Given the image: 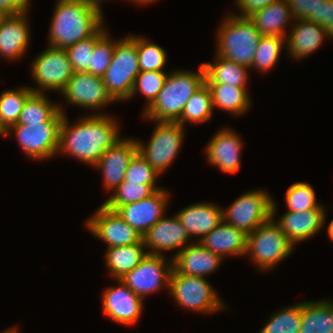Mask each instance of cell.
<instances>
[{
    "label": "cell",
    "mask_w": 333,
    "mask_h": 333,
    "mask_svg": "<svg viewBox=\"0 0 333 333\" xmlns=\"http://www.w3.org/2000/svg\"><path fill=\"white\" fill-rule=\"evenodd\" d=\"M154 128L149 144L137 140L138 152L162 175L174 162L183 144L185 127L178 122L154 121Z\"/></svg>",
    "instance_id": "obj_8"
},
{
    "label": "cell",
    "mask_w": 333,
    "mask_h": 333,
    "mask_svg": "<svg viewBox=\"0 0 333 333\" xmlns=\"http://www.w3.org/2000/svg\"><path fill=\"white\" fill-rule=\"evenodd\" d=\"M128 1H131L135 4H140V5H149L151 3H154L155 1H158V0H128Z\"/></svg>",
    "instance_id": "obj_47"
},
{
    "label": "cell",
    "mask_w": 333,
    "mask_h": 333,
    "mask_svg": "<svg viewBox=\"0 0 333 333\" xmlns=\"http://www.w3.org/2000/svg\"><path fill=\"white\" fill-rule=\"evenodd\" d=\"M212 93L205 82L188 100L177 121L183 127L185 123L199 124L208 122L214 114Z\"/></svg>",
    "instance_id": "obj_32"
},
{
    "label": "cell",
    "mask_w": 333,
    "mask_h": 333,
    "mask_svg": "<svg viewBox=\"0 0 333 333\" xmlns=\"http://www.w3.org/2000/svg\"><path fill=\"white\" fill-rule=\"evenodd\" d=\"M243 142L233 129L224 128L215 132L205 146L207 161L224 173H235L241 167Z\"/></svg>",
    "instance_id": "obj_20"
},
{
    "label": "cell",
    "mask_w": 333,
    "mask_h": 333,
    "mask_svg": "<svg viewBox=\"0 0 333 333\" xmlns=\"http://www.w3.org/2000/svg\"><path fill=\"white\" fill-rule=\"evenodd\" d=\"M33 93L30 86L4 90L0 94V124L5 130L17 124L26 99Z\"/></svg>",
    "instance_id": "obj_33"
},
{
    "label": "cell",
    "mask_w": 333,
    "mask_h": 333,
    "mask_svg": "<svg viewBox=\"0 0 333 333\" xmlns=\"http://www.w3.org/2000/svg\"><path fill=\"white\" fill-rule=\"evenodd\" d=\"M88 1H91V2L96 3L97 5L101 6V4H102L101 2L103 0H88Z\"/></svg>",
    "instance_id": "obj_52"
},
{
    "label": "cell",
    "mask_w": 333,
    "mask_h": 333,
    "mask_svg": "<svg viewBox=\"0 0 333 333\" xmlns=\"http://www.w3.org/2000/svg\"><path fill=\"white\" fill-rule=\"evenodd\" d=\"M327 234L328 237L331 241H333V219L331 220V222L327 225Z\"/></svg>",
    "instance_id": "obj_48"
},
{
    "label": "cell",
    "mask_w": 333,
    "mask_h": 333,
    "mask_svg": "<svg viewBox=\"0 0 333 333\" xmlns=\"http://www.w3.org/2000/svg\"><path fill=\"white\" fill-rule=\"evenodd\" d=\"M168 193L166 188L162 187L149 197L134 203L122 205L115 211L143 237L164 216L170 200Z\"/></svg>",
    "instance_id": "obj_15"
},
{
    "label": "cell",
    "mask_w": 333,
    "mask_h": 333,
    "mask_svg": "<svg viewBox=\"0 0 333 333\" xmlns=\"http://www.w3.org/2000/svg\"><path fill=\"white\" fill-rule=\"evenodd\" d=\"M300 333H333V300L302 302Z\"/></svg>",
    "instance_id": "obj_31"
},
{
    "label": "cell",
    "mask_w": 333,
    "mask_h": 333,
    "mask_svg": "<svg viewBox=\"0 0 333 333\" xmlns=\"http://www.w3.org/2000/svg\"><path fill=\"white\" fill-rule=\"evenodd\" d=\"M168 293L179 307L211 314L225 310L224 301L204 277L179 274L172 269Z\"/></svg>",
    "instance_id": "obj_7"
},
{
    "label": "cell",
    "mask_w": 333,
    "mask_h": 333,
    "mask_svg": "<svg viewBox=\"0 0 333 333\" xmlns=\"http://www.w3.org/2000/svg\"><path fill=\"white\" fill-rule=\"evenodd\" d=\"M60 126L61 122L12 125L6 130V137L9 138L14 133L23 153L30 159L42 161L57 155Z\"/></svg>",
    "instance_id": "obj_11"
},
{
    "label": "cell",
    "mask_w": 333,
    "mask_h": 333,
    "mask_svg": "<svg viewBox=\"0 0 333 333\" xmlns=\"http://www.w3.org/2000/svg\"><path fill=\"white\" fill-rule=\"evenodd\" d=\"M190 238L176 214L168 218L164 215L142 237L147 254L163 255L177 250L171 258L190 245Z\"/></svg>",
    "instance_id": "obj_17"
},
{
    "label": "cell",
    "mask_w": 333,
    "mask_h": 333,
    "mask_svg": "<svg viewBox=\"0 0 333 333\" xmlns=\"http://www.w3.org/2000/svg\"><path fill=\"white\" fill-rule=\"evenodd\" d=\"M173 269L179 274L207 278L219 269L224 260L205 248L199 241L190 243L173 258Z\"/></svg>",
    "instance_id": "obj_22"
},
{
    "label": "cell",
    "mask_w": 333,
    "mask_h": 333,
    "mask_svg": "<svg viewBox=\"0 0 333 333\" xmlns=\"http://www.w3.org/2000/svg\"><path fill=\"white\" fill-rule=\"evenodd\" d=\"M48 99L45 93L33 92L25 101L17 124L30 125L40 122H62L66 114L62 105Z\"/></svg>",
    "instance_id": "obj_27"
},
{
    "label": "cell",
    "mask_w": 333,
    "mask_h": 333,
    "mask_svg": "<svg viewBox=\"0 0 333 333\" xmlns=\"http://www.w3.org/2000/svg\"><path fill=\"white\" fill-rule=\"evenodd\" d=\"M107 31L103 25L94 35L65 49L74 72H89L94 45Z\"/></svg>",
    "instance_id": "obj_38"
},
{
    "label": "cell",
    "mask_w": 333,
    "mask_h": 333,
    "mask_svg": "<svg viewBox=\"0 0 333 333\" xmlns=\"http://www.w3.org/2000/svg\"><path fill=\"white\" fill-rule=\"evenodd\" d=\"M189 236L200 241L212 229L223 222L222 208L216 203H193L176 213Z\"/></svg>",
    "instance_id": "obj_24"
},
{
    "label": "cell",
    "mask_w": 333,
    "mask_h": 333,
    "mask_svg": "<svg viewBox=\"0 0 333 333\" xmlns=\"http://www.w3.org/2000/svg\"><path fill=\"white\" fill-rule=\"evenodd\" d=\"M277 204L272 202V218L279 225L283 233L296 246L299 242L311 239L315 234H318L325 225L326 210L321 205L317 209L306 210L302 212L286 211L275 219Z\"/></svg>",
    "instance_id": "obj_19"
},
{
    "label": "cell",
    "mask_w": 333,
    "mask_h": 333,
    "mask_svg": "<svg viewBox=\"0 0 333 333\" xmlns=\"http://www.w3.org/2000/svg\"><path fill=\"white\" fill-rule=\"evenodd\" d=\"M116 39H112L107 31L94 45L89 73L103 77L108 69L114 54Z\"/></svg>",
    "instance_id": "obj_41"
},
{
    "label": "cell",
    "mask_w": 333,
    "mask_h": 333,
    "mask_svg": "<svg viewBox=\"0 0 333 333\" xmlns=\"http://www.w3.org/2000/svg\"><path fill=\"white\" fill-rule=\"evenodd\" d=\"M273 197L263 189L243 193L227 208H222L223 221L246 234L272 217Z\"/></svg>",
    "instance_id": "obj_9"
},
{
    "label": "cell",
    "mask_w": 333,
    "mask_h": 333,
    "mask_svg": "<svg viewBox=\"0 0 333 333\" xmlns=\"http://www.w3.org/2000/svg\"><path fill=\"white\" fill-rule=\"evenodd\" d=\"M138 151L136 139L122 137L108 148L93 166L102 173L106 191H114L124 180L133 155Z\"/></svg>",
    "instance_id": "obj_18"
},
{
    "label": "cell",
    "mask_w": 333,
    "mask_h": 333,
    "mask_svg": "<svg viewBox=\"0 0 333 333\" xmlns=\"http://www.w3.org/2000/svg\"><path fill=\"white\" fill-rule=\"evenodd\" d=\"M302 302L273 313L259 333H300Z\"/></svg>",
    "instance_id": "obj_34"
},
{
    "label": "cell",
    "mask_w": 333,
    "mask_h": 333,
    "mask_svg": "<svg viewBox=\"0 0 333 333\" xmlns=\"http://www.w3.org/2000/svg\"><path fill=\"white\" fill-rule=\"evenodd\" d=\"M102 7L88 0H57L48 46L66 49L94 35L104 25Z\"/></svg>",
    "instance_id": "obj_2"
},
{
    "label": "cell",
    "mask_w": 333,
    "mask_h": 333,
    "mask_svg": "<svg viewBox=\"0 0 333 333\" xmlns=\"http://www.w3.org/2000/svg\"><path fill=\"white\" fill-rule=\"evenodd\" d=\"M320 24L326 29L329 38L333 39V0H321Z\"/></svg>",
    "instance_id": "obj_45"
},
{
    "label": "cell",
    "mask_w": 333,
    "mask_h": 333,
    "mask_svg": "<svg viewBox=\"0 0 333 333\" xmlns=\"http://www.w3.org/2000/svg\"><path fill=\"white\" fill-rule=\"evenodd\" d=\"M294 19L320 24L321 0H286Z\"/></svg>",
    "instance_id": "obj_43"
},
{
    "label": "cell",
    "mask_w": 333,
    "mask_h": 333,
    "mask_svg": "<svg viewBox=\"0 0 333 333\" xmlns=\"http://www.w3.org/2000/svg\"><path fill=\"white\" fill-rule=\"evenodd\" d=\"M143 239L131 245L106 249L105 265L113 279H121L133 270L147 255Z\"/></svg>",
    "instance_id": "obj_28"
},
{
    "label": "cell",
    "mask_w": 333,
    "mask_h": 333,
    "mask_svg": "<svg viewBox=\"0 0 333 333\" xmlns=\"http://www.w3.org/2000/svg\"><path fill=\"white\" fill-rule=\"evenodd\" d=\"M29 12L7 15L0 25V57L19 60L30 45L31 33L27 21Z\"/></svg>",
    "instance_id": "obj_21"
},
{
    "label": "cell",
    "mask_w": 333,
    "mask_h": 333,
    "mask_svg": "<svg viewBox=\"0 0 333 333\" xmlns=\"http://www.w3.org/2000/svg\"><path fill=\"white\" fill-rule=\"evenodd\" d=\"M167 260L165 255L147 254L138 266L120 280L142 299L159 292L164 286L169 289L173 260Z\"/></svg>",
    "instance_id": "obj_12"
},
{
    "label": "cell",
    "mask_w": 333,
    "mask_h": 333,
    "mask_svg": "<svg viewBox=\"0 0 333 333\" xmlns=\"http://www.w3.org/2000/svg\"><path fill=\"white\" fill-rule=\"evenodd\" d=\"M286 39L278 36H261L255 51V56L251 68L257 72H269L280 59V53Z\"/></svg>",
    "instance_id": "obj_35"
},
{
    "label": "cell",
    "mask_w": 333,
    "mask_h": 333,
    "mask_svg": "<svg viewBox=\"0 0 333 333\" xmlns=\"http://www.w3.org/2000/svg\"><path fill=\"white\" fill-rule=\"evenodd\" d=\"M284 201L287 204V211L291 212H302L321 206L317 202L313 187L307 182H296L289 186Z\"/></svg>",
    "instance_id": "obj_39"
},
{
    "label": "cell",
    "mask_w": 333,
    "mask_h": 333,
    "mask_svg": "<svg viewBox=\"0 0 333 333\" xmlns=\"http://www.w3.org/2000/svg\"><path fill=\"white\" fill-rule=\"evenodd\" d=\"M219 25L215 54L251 69L261 37L254 23L248 17L227 13Z\"/></svg>",
    "instance_id": "obj_4"
},
{
    "label": "cell",
    "mask_w": 333,
    "mask_h": 333,
    "mask_svg": "<svg viewBox=\"0 0 333 333\" xmlns=\"http://www.w3.org/2000/svg\"><path fill=\"white\" fill-rule=\"evenodd\" d=\"M118 286L107 287L102 294L103 313L121 325L133 326L141 318L144 300L132 292L120 279Z\"/></svg>",
    "instance_id": "obj_16"
},
{
    "label": "cell",
    "mask_w": 333,
    "mask_h": 333,
    "mask_svg": "<svg viewBox=\"0 0 333 333\" xmlns=\"http://www.w3.org/2000/svg\"><path fill=\"white\" fill-rule=\"evenodd\" d=\"M204 83L205 71L202 63L198 72L175 70L168 73L157 98L142 112L143 118L152 122H177L188 100Z\"/></svg>",
    "instance_id": "obj_3"
},
{
    "label": "cell",
    "mask_w": 333,
    "mask_h": 333,
    "mask_svg": "<svg viewBox=\"0 0 333 333\" xmlns=\"http://www.w3.org/2000/svg\"><path fill=\"white\" fill-rule=\"evenodd\" d=\"M117 121L113 115L98 112L69 124L65 114L57 154H67L93 167L104 152L121 139Z\"/></svg>",
    "instance_id": "obj_1"
},
{
    "label": "cell",
    "mask_w": 333,
    "mask_h": 333,
    "mask_svg": "<svg viewBox=\"0 0 333 333\" xmlns=\"http://www.w3.org/2000/svg\"><path fill=\"white\" fill-rule=\"evenodd\" d=\"M292 29L286 37L284 45L289 57L300 60L313 54L322 43L325 37L329 38L326 29L315 22L304 19H294Z\"/></svg>",
    "instance_id": "obj_23"
},
{
    "label": "cell",
    "mask_w": 333,
    "mask_h": 333,
    "mask_svg": "<svg viewBox=\"0 0 333 333\" xmlns=\"http://www.w3.org/2000/svg\"><path fill=\"white\" fill-rule=\"evenodd\" d=\"M274 1L276 0H236L235 4H237L240 12L239 14L235 13V15L241 17H248L253 12L263 9Z\"/></svg>",
    "instance_id": "obj_44"
},
{
    "label": "cell",
    "mask_w": 333,
    "mask_h": 333,
    "mask_svg": "<svg viewBox=\"0 0 333 333\" xmlns=\"http://www.w3.org/2000/svg\"><path fill=\"white\" fill-rule=\"evenodd\" d=\"M85 226L92 235L106 243L107 248L131 245L142 240V236L116 211L103 204L85 221Z\"/></svg>",
    "instance_id": "obj_14"
},
{
    "label": "cell",
    "mask_w": 333,
    "mask_h": 333,
    "mask_svg": "<svg viewBox=\"0 0 333 333\" xmlns=\"http://www.w3.org/2000/svg\"><path fill=\"white\" fill-rule=\"evenodd\" d=\"M30 71L38 86H30L35 93L61 92L74 73L66 50L52 46L38 53L31 62Z\"/></svg>",
    "instance_id": "obj_10"
},
{
    "label": "cell",
    "mask_w": 333,
    "mask_h": 333,
    "mask_svg": "<svg viewBox=\"0 0 333 333\" xmlns=\"http://www.w3.org/2000/svg\"><path fill=\"white\" fill-rule=\"evenodd\" d=\"M160 175L137 151L129 162L123 182H135L145 185H157Z\"/></svg>",
    "instance_id": "obj_42"
},
{
    "label": "cell",
    "mask_w": 333,
    "mask_h": 333,
    "mask_svg": "<svg viewBox=\"0 0 333 333\" xmlns=\"http://www.w3.org/2000/svg\"><path fill=\"white\" fill-rule=\"evenodd\" d=\"M248 18L254 23L261 36H278L285 39L286 26L294 22L286 0L271 2L263 9L253 12Z\"/></svg>",
    "instance_id": "obj_26"
},
{
    "label": "cell",
    "mask_w": 333,
    "mask_h": 333,
    "mask_svg": "<svg viewBox=\"0 0 333 333\" xmlns=\"http://www.w3.org/2000/svg\"><path fill=\"white\" fill-rule=\"evenodd\" d=\"M6 16H7V14L4 13L2 10H0V25H1L2 21H3V19H4Z\"/></svg>",
    "instance_id": "obj_50"
},
{
    "label": "cell",
    "mask_w": 333,
    "mask_h": 333,
    "mask_svg": "<svg viewBox=\"0 0 333 333\" xmlns=\"http://www.w3.org/2000/svg\"><path fill=\"white\" fill-rule=\"evenodd\" d=\"M212 93L213 107L220 108L233 116H240L249 110L251 98L247 87H236L231 84H207Z\"/></svg>",
    "instance_id": "obj_30"
},
{
    "label": "cell",
    "mask_w": 333,
    "mask_h": 333,
    "mask_svg": "<svg viewBox=\"0 0 333 333\" xmlns=\"http://www.w3.org/2000/svg\"><path fill=\"white\" fill-rule=\"evenodd\" d=\"M0 136L6 137V130L3 128L1 124H0Z\"/></svg>",
    "instance_id": "obj_51"
},
{
    "label": "cell",
    "mask_w": 333,
    "mask_h": 333,
    "mask_svg": "<svg viewBox=\"0 0 333 333\" xmlns=\"http://www.w3.org/2000/svg\"><path fill=\"white\" fill-rule=\"evenodd\" d=\"M166 71H140L136 76L130 99L137 94L144 95L147 102L143 111L147 109L157 98L158 93L163 88L167 77Z\"/></svg>",
    "instance_id": "obj_40"
},
{
    "label": "cell",
    "mask_w": 333,
    "mask_h": 333,
    "mask_svg": "<svg viewBox=\"0 0 333 333\" xmlns=\"http://www.w3.org/2000/svg\"><path fill=\"white\" fill-rule=\"evenodd\" d=\"M157 185H145L135 182H122L110 195L108 199L102 203L108 209L116 210L122 205L134 203L149 197L156 190L160 189Z\"/></svg>",
    "instance_id": "obj_36"
},
{
    "label": "cell",
    "mask_w": 333,
    "mask_h": 333,
    "mask_svg": "<svg viewBox=\"0 0 333 333\" xmlns=\"http://www.w3.org/2000/svg\"><path fill=\"white\" fill-rule=\"evenodd\" d=\"M215 63H202L207 84H231L236 87L248 86V67L215 55Z\"/></svg>",
    "instance_id": "obj_29"
},
{
    "label": "cell",
    "mask_w": 333,
    "mask_h": 333,
    "mask_svg": "<svg viewBox=\"0 0 333 333\" xmlns=\"http://www.w3.org/2000/svg\"><path fill=\"white\" fill-rule=\"evenodd\" d=\"M205 248L221 256H246L247 234L224 221L199 241Z\"/></svg>",
    "instance_id": "obj_25"
},
{
    "label": "cell",
    "mask_w": 333,
    "mask_h": 333,
    "mask_svg": "<svg viewBox=\"0 0 333 333\" xmlns=\"http://www.w3.org/2000/svg\"><path fill=\"white\" fill-rule=\"evenodd\" d=\"M136 46L140 71H164L168 58L163 47L143 35L136 36Z\"/></svg>",
    "instance_id": "obj_37"
},
{
    "label": "cell",
    "mask_w": 333,
    "mask_h": 333,
    "mask_svg": "<svg viewBox=\"0 0 333 333\" xmlns=\"http://www.w3.org/2000/svg\"><path fill=\"white\" fill-rule=\"evenodd\" d=\"M140 73L136 36L116 40L112 61L102 77L108 94L115 102L130 99L136 76Z\"/></svg>",
    "instance_id": "obj_5"
},
{
    "label": "cell",
    "mask_w": 333,
    "mask_h": 333,
    "mask_svg": "<svg viewBox=\"0 0 333 333\" xmlns=\"http://www.w3.org/2000/svg\"><path fill=\"white\" fill-rule=\"evenodd\" d=\"M60 94L68 104L91 111H99L115 103L108 94L103 78L89 72H74Z\"/></svg>",
    "instance_id": "obj_13"
},
{
    "label": "cell",
    "mask_w": 333,
    "mask_h": 333,
    "mask_svg": "<svg viewBox=\"0 0 333 333\" xmlns=\"http://www.w3.org/2000/svg\"><path fill=\"white\" fill-rule=\"evenodd\" d=\"M18 330L19 329L15 325L14 327H10V328H8V329H6V330H4L0 333H19Z\"/></svg>",
    "instance_id": "obj_49"
},
{
    "label": "cell",
    "mask_w": 333,
    "mask_h": 333,
    "mask_svg": "<svg viewBox=\"0 0 333 333\" xmlns=\"http://www.w3.org/2000/svg\"><path fill=\"white\" fill-rule=\"evenodd\" d=\"M30 0H0V10L7 15L29 12Z\"/></svg>",
    "instance_id": "obj_46"
},
{
    "label": "cell",
    "mask_w": 333,
    "mask_h": 333,
    "mask_svg": "<svg viewBox=\"0 0 333 333\" xmlns=\"http://www.w3.org/2000/svg\"><path fill=\"white\" fill-rule=\"evenodd\" d=\"M294 244L271 217L267 222L247 234L246 255L259 270L270 271L294 250Z\"/></svg>",
    "instance_id": "obj_6"
}]
</instances>
